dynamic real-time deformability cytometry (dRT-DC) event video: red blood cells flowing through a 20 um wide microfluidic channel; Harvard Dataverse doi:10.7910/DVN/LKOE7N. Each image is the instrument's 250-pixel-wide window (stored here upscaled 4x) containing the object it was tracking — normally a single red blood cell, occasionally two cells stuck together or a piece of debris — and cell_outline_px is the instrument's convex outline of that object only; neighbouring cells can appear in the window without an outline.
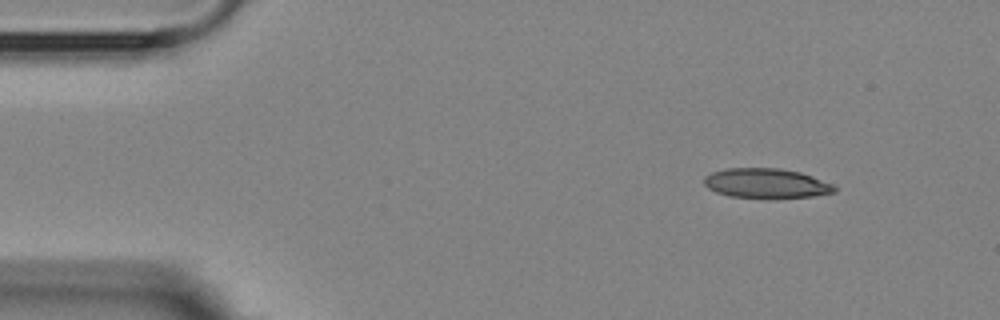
{"species": "Egyptian fruit bat (a non-hibernating species)", "species_latin": "Rousettus aegyptiacus", "temperature_condition": "room temperature", "stored_images_in_passage": 3, "camera_frame_rate_fps": 3000, "um_per_image_px": 0.085, "animal": {"sex": "female"}, "frame": {"image": 1, "passage_image": 1, "time_ms": 0.0, "image_size_px": [1000, 320], "cell_outline_px": [[836, 192], [812, 196], [768, 200], [728, 196], [716, 192], [708, 188], [704, 184], [704, 176], [712, 172], [728, 168], [780, 168], [800, 172], [812, 176], [832, 184], [836, 188]], "centroid_in_image_um": [65.12, 15.61], "position_along_channel_um": 19.9, "area_um2": 23.12}}
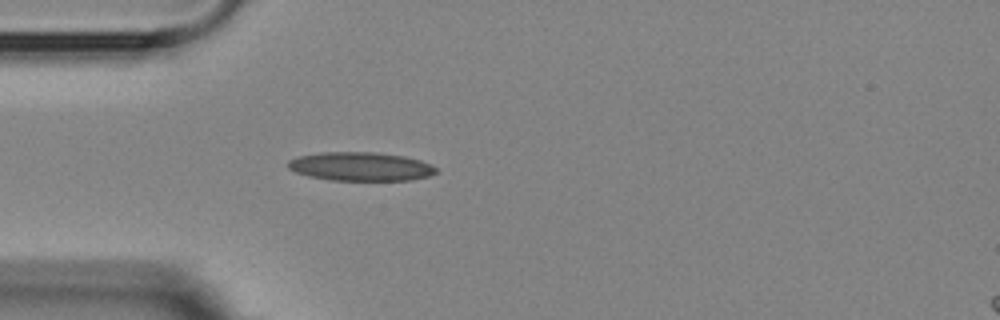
{"frame": {"image": 2, "passage_image": 3, "time_ms": 3.0, "image_size_px": [1000, 320], "cell_outline_px": [[440, 172], [428, 176], [412, 180], [332, 180], [308, 176], [296, 172], [288, 168], [288, 160], [300, 156], [320, 152], [376, 152], [404, 156], [420, 160], [432, 164]], "centroid_in_image_um": [30.69, 14.15], "position_along_channel_um": 54.3, "area_um2": 24.85}}